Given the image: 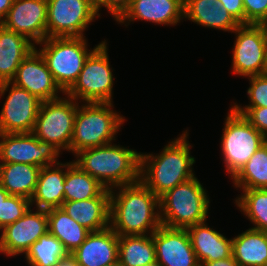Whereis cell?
I'll list each match as a JSON object with an SVG mask.
<instances>
[{
    "instance_id": "6da1fadb",
    "label": "cell",
    "mask_w": 267,
    "mask_h": 266,
    "mask_svg": "<svg viewBox=\"0 0 267 266\" xmlns=\"http://www.w3.org/2000/svg\"><path fill=\"white\" fill-rule=\"evenodd\" d=\"M115 189L110 190L109 226L119 236L150 235L162 225L160 198L140 180Z\"/></svg>"
},
{
    "instance_id": "7a4b0ae2",
    "label": "cell",
    "mask_w": 267,
    "mask_h": 266,
    "mask_svg": "<svg viewBox=\"0 0 267 266\" xmlns=\"http://www.w3.org/2000/svg\"><path fill=\"white\" fill-rule=\"evenodd\" d=\"M188 131L164 146L159 154L141 153L140 181L157 197L193 177L195 158L191 156ZM191 147V148H190Z\"/></svg>"
},
{
    "instance_id": "3957f363",
    "label": "cell",
    "mask_w": 267,
    "mask_h": 266,
    "mask_svg": "<svg viewBox=\"0 0 267 266\" xmlns=\"http://www.w3.org/2000/svg\"><path fill=\"white\" fill-rule=\"evenodd\" d=\"M73 161L106 189L140 180L141 152L116 144L88 148L75 154Z\"/></svg>"
},
{
    "instance_id": "277c9868",
    "label": "cell",
    "mask_w": 267,
    "mask_h": 266,
    "mask_svg": "<svg viewBox=\"0 0 267 266\" xmlns=\"http://www.w3.org/2000/svg\"><path fill=\"white\" fill-rule=\"evenodd\" d=\"M77 106L70 151L110 144L115 139L125 117L112 110L113 103H84Z\"/></svg>"
},
{
    "instance_id": "5b68a950",
    "label": "cell",
    "mask_w": 267,
    "mask_h": 266,
    "mask_svg": "<svg viewBox=\"0 0 267 266\" xmlns=\"http://www.w3.org/2000/svg\"><path fill=\"white\" fill-rule=\"evenodd\" d=\"M209 199L197 177L178 184L160 197L162 225L186 229L207 221Z\"/></svg>"
},
{
    "instance_id": "8992f818",
    "label": "cell",
    "mask_w": 267,
    "mask_h": 266,
    "mask_svg": "<svg viewBox=\"0 0 267 266\" xmlns=\"http://www.w3.org/2000/svg\"><path fill=\"white\" fill-rule=\"evenodd\" d=\"M85 37L46 38L38 43L43 46L38 51L43 56L54 81L64 93L77 81L86 58L93 51L88 49Z\"/></svg>"
},
{
    "instance_id": "52a82bcc",
    "label": "cell",
    "mask_w": 267,
    "mask_h": 266,
    "mask_svg": "<svg viewBox=\"0 0 267 266\" xmlns=\"http://www.w3.org/2000/svg\"><path fill=\"white\" fill-rule=\"evenodd\" d=\"M96 46V47H95ZM86 58L74 85L64 94L83 103H113L114 77L104 39Z\"/></svg>"
},
{
    "instance_id": "ba28073f",
    "label": "cell",
    "mask_w": 267,
    "mask_h": 266,
    "mask_svg": "<svg viewBox=\"0 0 267 266\" xmlns=\"http://www.w3.org/2000/svg\"><path fill=\"white\" fill-rule=\"evenodd\" d=\"M222 132L220 144L225 170L233 178L267 139L232 107Z\"/></svg>"
},
{
    "instance_id": "9c48e42d",
    "label": "cell",
    "mask_w": 267,
    "mask_h": 266,
    "mask_svg": "<svg viewBox=\"0 0 267 266\" xmlns=\"http://www.w3.org/2000/svg\"><path fill=\"white\" fill-rule=\"evenodd\" d=\"M66 96L63 99L60 97L41 102L32 133L39 140L53 144L60 151L65 149L70 152L79 103L72 97Z\"/></svg>"
},
{
    "instance_id": "30bf717a",
    "label": "cell",
    "mask_w": 267,
    "mask_h": 266,
    "mask_svg": "<svg viewBox=\"0 0 267 266\" xmlns=\"http://www.w3.org/2000/svg\"><path fill=\"white\" fill-rule=\"evenodd\" d=\"M98 17L92 0H47V38L84 37Z\"/></svg>"
},
{
    "instance_id": "8fae6325",
    "label": "cell",
    "mask_w": 267,
    "mask_h": 266,
    "mask_svg": "<svg viewBox=\"0 0 267 266\" xmlns=\"http://www.w3.org/2000/svg\"><path fill=\"white\" fill-rule=\"evenodd\" d=\"M232 33V71L249 77L267 73V31L264 25H239Z\"/></svg>"
},
{
    "instance_id": "7c38bea8",
    "label": "cell",
    "mask_w": 267,
    "mask_h": 266,
    "mask_svg": "<svg viewBox=\"0 0 267 266\" xmlns=\"http://www.w3.org/2000/svg\"><path fill=\"white\" fill-rule=\"evenodd\" d=\"M60 150L31 133H0V163L47 167L60 163Z\"/></svg>"
},
{
    "instance_id": "4fadbf2b",
    "label": "cell",
    "mask_w": 267,
    "mask_h": 266,
    "mask_svg": "<svg viewBox=\"0 0 267 266\" xmlns=\"http://www.w3.org/2000/svg\"><path fill=\"white\" fill-rule=\"evenodd\" d=\"M6 91L9 93L0 112V133L33 132L42 101L11 82L0 83V98Z\"/></svg>"
},
{
    "instance_id": "5bb4252c",
    "label": "cell",
    "mask_w": 267,
    "mask_h": 266,
    "mask_svg": "<svg viewBox=\"0 0 267 266\" xmlns=\"http://www.w3.org/2000/svg\"><path fill=\"white\" fill-rule=\"evenodd\" d=\"M1 232L0 253L7 257L25 254L40 236L48 232L47 210L36 208L33 212L30 207L23 217L4 227Z\"/></svg>"
},
{
    "instance_id": "9a60e30c",
    "label": "cell",
    "mask_w": 267,
    "mask_h": 266,
    "mask_svg": "<svg viewBox=\"0 0 267 266\" xmlns=\"http://www.w3.org/2000/svg\"><path fill=\"white\" fill-rule=\"evenodd\" d=\"M2 26L38 45L47 38V0H13Z\"/></svg>"
},
{
    "instance_id": "2e32d148",
    "label": "cell",
    "mask_w": 267,
    "mask_h": 266,
    "mask_svg": "<svg viewBox=\"0 0 267 266\" xmlns=\"http://www.w3.org/2000/svg\"><path fill=\"white\" fill-rule=\"evenodd\" d=\"M10 82L26 89L42 102L60 98L59 92L65 94L54 81L37 47L22 61Z\"/></svg>"
},
{
    "instance_id": "e0dca14e",
    "label": "cell",
    "mask_w": 267,
    "mask_h": 266,
    "mask_svg": "<svg viewBox=\"0 0 267 266\" xmlns=\"http://www.w3.org/2000/svg\"><path fill=\"white\" fill-rule=\"evenodd\" d=\"M152 238L156 260L162 266H200L186 229L161 225Z\"/></svg>"
},
{
    "instance_id": "ac0fdd59",
    "label": "cell",
    "mask_w": 267,
    "mask_h": 266,
    "mask_svg": "<svg viewBox=\"0 0 267 266\" xmlns=\"http://www.w3.org/2000/svg\"><path fill=\"white\" fill-rule=\"evenodd\" d=\"M184 18V0H132L116 21L118 24L145 20L158 25H176Z\"/></svg>"
},
{
    "instance_id": "d6986e66",
    "label": "cell",
    "mask_w": 267,
    "mask_h": 266,
    "mask_svg": "<svg viewBox=\"0 0 267 266\" xmlns=\"http://www.w3.org/2000/svg\"><path fill=\"white\" fill-rule=\"evenodd\" d=\"M119 235L108 228L90 232L70 255L78 266H106L118 261Z\"/></svg>"
},
{
    "instance_id": "ffe728a7",
    "label": "cell",
    "mask_w": 267,
    "mask_h": 266,
    "mask_svg": "<svg viewBox=\"0 0 267 266\" xmlns=\"http://www.w3.org/2000/svg\"><path fill=\"white\" fill-rule=\"evenodd\" d=\"M61 208L90 232L104 230L109 227L110 190L87 200L64 201Z\"/></svg>"
},
{
    "instance_id": "44dd1931",
    "label": "cell",
    "mask_w": 267,
    "mask_h": 266,
    "mask_svg": "<svg viewBox=\"0 0 267 266\" xmlns=\"http://www.w3.org/2000/svg\"><path fill=\"white\" fill-rule=\"evenodd\" d=\"M198 262H210L232 256V239L226 238L205 222L186 228Z\"/></svg>"
},
{
    "instance_id": "7402d4cb",
    "label": "cell",
    "mask_w": 267,
    "mask_h": 266,
    "mask_svg": "<svg viewBox=\"0 0 267 266\" xmlns=\"http://www.w3.org/2000/svg\"><path fill=\"white\" fill-rule=\"evenodd\" d=\"M65 178L66 163L41 167L36 189L30 200L31 206L35 204L36 208L43 210L60 208L64 202Z\"/></svg>"
},
{
    "instance_id": "603a6c76",
    "label": "cell",
    "mask_w": 267,
    "mask_h": 266,
    "mask_svg": "<svg viewBox=\"0 0 267 266\" xmlns=\"http://www.w3.org/2000/svg\"><path fill=\"white\" fill-rule=\"evenodd\" d=\"M35 49L26 36L0 25V83L10 82L22 61Z\"/></svg>"
},
{
    "instance_id": "cb8c5ba5",
    "label": "cell",
    "mask_w": 267,
    "mask_h": 266,
    "mask_svg": "<svg viewBox=\"0 0 267 266\" xmlns=\"http://www.w3.org/2000/svg\"><path fill=\"white\" fill-rule=\"evenodd\" d=\"M184 18L205 28L231 33L240 25L218 0H184Z\"/></svg>"
},
{
    "instance_id": "d4e9b609",
    "label": "cell",
    "mask_w": 267,
    "mask_h": 266,
    "mask_svg": "<svg viewBox=\"0 0 267 266\" xmlns=\"http://www.w3.org/2000/svg\"><path fill=\"white\" fill-rule=\"evenodd\" d=\"M41 167L24 163H0V185L10 194L31 200Z\"/></svg>"
},
{
    "instance_id": "484cf974",
    "label": "cell",
    "mask_w": 267,
    "mask_h": 266,
    "mask_svg": "<svg viewBox=\"0 0 267 266\" xmlns=\"http://www.w3.org/2000/svg\"><path fill=\"white\" fill-rule=\"evenodd\" d=\"M232 256L240 266L267 264V232L249 228L232 238Z\"/></svg>"
},
{
    "instance_id": "4316f807",
    "label": "cell",
    "mask_w": 267,
    "mask_h": 266,
    "mask_svg": "<svg viewBox=\"0 0 267 266\" xmlns=\"http://www.w3.org/2000/svg\"><path fill=\"white\" fill-rule=\"evenodd\" d=\"M48 232L64 246L68 254L74 252L90 233L71 218L61 207L47 210Z\"/></svg>"
},
{
    "instance_id": "83f0119b",
    "label": "cell",
    "mask_w": 267,
    "mask_h": 266,
    "mask_svg": "<svg viewBox=\"0 0 267 266\" xmlns=\"http://www.w3.org/2000/svg\"><path fill=\"white\" fill-rule=\"evenodd\" d=\"M154 261L156 252L152 234L119 236L118 262L121 266H145Z\"/></svg>"
},
{
    "instance_id": "f1b7e54d",
    "label": "cell",
    "mask_w": 267,
    "mask_h": 266,
    "mask_svg": "<svg viewBox=\"0 0 267 266\" xmlns=\"http://www.w3.org/2000/svg\"><path fill=\"white\" fill-rule=\"evenodd\" d=\"M106 188L73 161L66 162L64 201H79L98 197Z\"/></svg>"
},
{
    "instance_id": "f546056e",
    "label": "cell",
    "mask_w": 267,
    "mask_h": 266,
    "mask_svg": "<svg viewBox=\"0 0 267 266\" xmlns=\"http://www.w3.org/2000/svg\"><path fill=\"white\" fill-rule=\"evenodd\" d=\"M232 179L238 189H267V141Z\"/></svg>"
},
{
    "instance_id": "4dcf8cb0",
    "label": "cell",
    "mask_w": 267,
    "mask_h": 266,
    "mask_svg": "<svg viewBox=\"0 0 267 266\" xmlns=\"http://www.w3.org/2000/svg\"><path fill=\"white\" fill-rule=\"evenodd\" d=\"M69 254L63 244L49 232L40 236L25 253L30 266H56Z\"/></svg>"
},
{
    "instance_id": "1f68e13d",
    "label": "cell",
    "mask_w": 267,
    "mask_h": 266,
    "mask_svg": "<svg viewBox=\"0 0 267 266\" xmlns=\"http://www.w3.org/2000/svg\"><path fill=\"white\" fill-rule=\"evenodd\" d=\"M235 198L238 209L253 223L254 229L267 232V189H240Z\"/></svg>"
},
{
    "instance_id": "d6a6232c",
    "label": "cell",
    "mask_w": 267,
    "mask_h": 266,
    "mask_svg": "<svg viewBox=\"0 0 267 266\" xmlns=\"http://www.w3.org/2000/svg\"><path fill=\"white\" fill-rule=\"evenodd\" d=\"M30 207H32L31 201L21 196L10 195L5 201H2L0 230L23 217Z\"/></svg>"
},
{
    "instance_id": "836d02e7",
    "label": "cell",
    "mask_w": 267,
    "mask_h": 266,
    "mask_svg": "<svg viewBox=\"0 0 267 266\" xmlns=\"http://www.w3.org/2000/svg\"><path fill=\"white\" fill-rule=\"evenodd\" d=\"M250 87L247 90L250 104L244 107H267V73L247 77Z\"/></svg>"
},
{
    "instance_id": "e575fe53",
    "label": "cell",
    "mask_w": 267,
    "mask_h": 266,
    "mask_svg": "<svg viewBox=\"0 0 267 266\" xmlns=\"http://www.w3.org/2000/svg\"><path fill=\"white\" fill-rule=\"evenodd\" d=\"M233 105L231 107L267 139V107H242L236 103Z\"/></svg>"
},
{
    "instance_id": "d590c367",
    "label": "cell",
    "mask_w": 267,
    "mask_h": 266,
    "mask_svg": "<svg viewBox=\"0 0 267 266\" xmlns=\"http://www.w3.org/2000/svg\"><path fill=\"white\" fill-rule=\"evenodd\" d=\"M245 25H263L267 21V0H243Z\"/></svg>"
},
{
    "instance_id": "8d00e7d4",
    "label": "cell",
    "mask_w": 267,
    "mask_h": 266,
    "mask_svg": "<svg viewBox=\"0 0 267 266\" xmlns=\"http://www.w3.org/2000/svg\"><path fill=\"white\" fill-rule=\"evenodd\" d=\"M132 0H97L95 6L99 14V10L105 7L108 12L117 21L123 13L130 7Z\"/></svg>"
},
{
    "instance_id": "74e56055",
    "label": "cell",
    "mask_w": 267,
    "mask_h": 266,
    "mask_svg": "<svg viewBox=\"0 0 267 266\" xmlns=\"http://www.w3.org/2000/svg\"><path fill=\"white\" fill-rule=\"evenodd\" d=\"M229 14L240 24L245 25L243 0H218Z\"/></svg>"
},
{
    "instance_id": "f35d334b",
    "label": "cell",
    "mask_w": 267,
    "mask_h": 266,
    "mask_svg": "<svg viewBox=\"0 0 267 266\" xmlns=\"http://www.w3.org/2000/svg\"><path fill=\"white\" fill-rule=\"evenodd\" d=\"M200 266H240L238 262L233 258V256L226 258V259H220L210 262H203L200 264Z\"/></svg>"
},
{
    "instance_id": "ab89813d",
    "label": "cell",
    "mask_w": 267,
    "mask_h": 266,
    "mask_svg": "<svg viewBox=\"0 0 267 266\" xmlns=\"http://www.w3.org/2000/svg\"><path fill=\"white\" fill-rule=\"evenodd\" d=\"M13 0H0V25L11 8Z\"/></svg>"
},
{
    "instance_id": "60d3db41",
    "label": "cell",
    "mask_w": 267,
    "mask_h": 266,
    "mask_svg": "<svg viewBox=\"0 0 267 266\" xmlns=\"http://www.w3.org/2000/svg\"><path fill=\"white\" fill-rule=\"evenodd\" d=\"M56 266H78L75 259L69 254L64 259H61Z\"/></svg>"
},
{
    "instance_id": "b9f144b4",
    "label": "cell",
    "mask_w": 267,
    "mask_h": 266,
    "mask_svg": "<svg viewBox=\"0 0 267 266\" xmlns=\"http://www.w3.org/2000/svg\"><path fill=\"white\" fill-rule=\"evenodd\" d=\"M10 194L0 185V207L2 204V201H5Z\"/></svg>"
},
{
    "instance_id": "7bdbcfd3",
    "label": "cell",
    "mask_w": 267,
    "mask_h": 266,
    "mask_svg": "<svg viewBox=\"0 0 267 266\" xmlns=\"http://www.w3.org/2000/svg\"><path fill=\"white\" fill-rule=\"evenodd\" d=\"M145 266H162L157 260Z\"/></svg>"
},
{
    "instance_id": "ee69618b",
    "label": "cell",
    "mask_w": 267,
    "mask_h": 266,
    "mask_svg": "<svg viewBox=\"0 0 267 266\" xmlns=\"http://www.w3.org/2000/svg\"><path fill=\"white\" fill-rule=\"evenodd\" d=\"M106 266H121V264L117 261V262H114L110 265H106Z\"/></svg>"
},
{
    "instance_id": "f6af8a7d",
    "label": "cell",
    "mask_w": 267,
    "mask_h": 266,
    "mask_svg": "<svg viewBox=\"0 0 267 266\" xmlns=\"http://www.w3.org/2000/svg\"><path fill=\"white\" fill-rule=\"evenodd\" d=\"M266 28V31H267V21L263 24Z\"/></svg>"
}]
</instances>
